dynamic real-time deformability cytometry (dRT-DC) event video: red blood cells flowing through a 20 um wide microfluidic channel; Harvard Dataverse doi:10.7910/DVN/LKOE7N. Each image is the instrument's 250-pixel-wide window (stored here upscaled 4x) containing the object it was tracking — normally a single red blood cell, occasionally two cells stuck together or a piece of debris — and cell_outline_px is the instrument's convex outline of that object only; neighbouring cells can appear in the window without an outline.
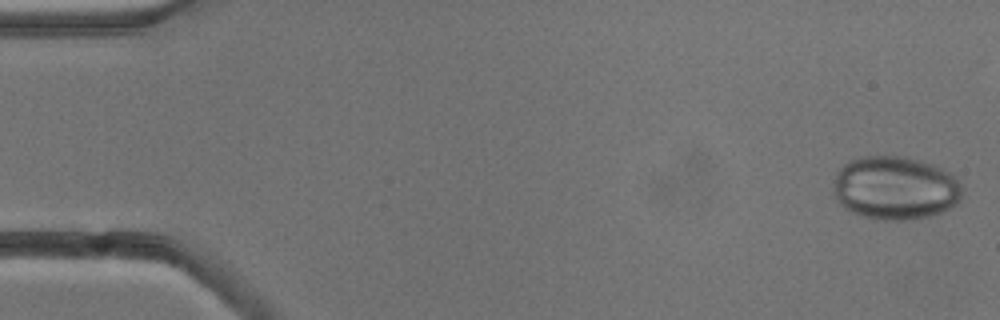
{"species": "common noctule bat (a hibernating species)", "species_latin": "Nyctalus noctula", "temperature_condition": "cold", "stored_images_in_passage": 4, "camera_frame_rate_fps": 3000, "um_per_image_px": 0.085, "animal": {"sex": "male", "body_mass_g": 13.3}, "frame": {"image": 1, "passage_image": 1, "time_ms": 0.0, "image_size_px": [1000, 320], "cell_outline_px": [[960, 200], [956, 204], [932, 216], [904, 220], [884, 220], [860, 216], [844, 208], [836, 200], [832, 188], [836, 172], [844, 164], [852, 160], [864, 156], [900, 156], [920, 160], [932, 164], [956, 176], [960, 180]], "centroid_in_image_um": [76.06, 15.98], "position_along_channel_um": 8.9, "area_um2": 47.8}}